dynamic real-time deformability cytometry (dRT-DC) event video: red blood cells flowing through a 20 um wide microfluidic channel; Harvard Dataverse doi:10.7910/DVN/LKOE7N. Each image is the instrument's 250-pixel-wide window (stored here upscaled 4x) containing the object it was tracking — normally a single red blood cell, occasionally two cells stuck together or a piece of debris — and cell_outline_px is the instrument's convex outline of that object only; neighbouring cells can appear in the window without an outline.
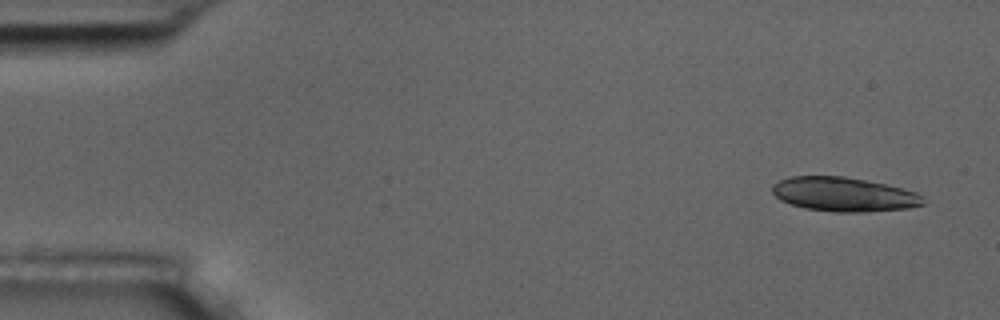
{"species": "common noctule bat (a hibernating species)", "species_latin": "Nyctalus noctula", "temperature_condition": "room temperature", "stored_images_in_passage": 6, "camera_frame_rate_fps": 3000, "um_per_image_px": 0.085, "animal": {"sex": "male", "body_mass_g": 17.5, "forearm_length_mm": 52.3}, "frame": {"image": 1, "passage_image": 1, "time_ms": 0.0, "image_size_px": [1000, 320], "cell_outline_px": [[924, 204], [908, 208], [864, 212], [832, 212], [804, 208], [780, 200], [772, 192], [772, 184], [780, 180], [792, 176], [844, 176], [884, 184], [916, 192], [920, 196]], "centroid_in_image_um": [71.67, 16.52], "position_along_channel_um": 13.3, "area_um2": 29.82}}